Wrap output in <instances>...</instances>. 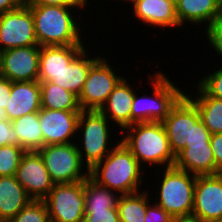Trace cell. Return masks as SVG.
Here are the masks:
<instances>
[{
	"instance_id": "cell-1",
	"label": "cell",
	"mask_w": 222,
	"mask_h": 222,
	"mask_svg": "<svg viewBox=\"0 0 222 222\" xmlns=\"http://www.w3.org/2000/svg\"><path fill=\"white\" fill-rule=\"evenodd\" d=\"M111 146V152L89 170V177L120 195L139 192L145 179L143 167L121 140Z\"/></svg>"
},
{
	"instance_id": "cell-2",
	"label": "cell",
	"mask_w": 222,
	"mask_h": 222,
	"mask_svg": "<svg viewBox=\"0 0 222 222\" xmlns=\"http://www.w3.org/2000/svg\"><path fill=\"white\" fill-rule=\"evenodd\" d=\"M28 7L33 14L39 46L84 45L80 35L81 23L75 14L72 15L77 12L72 10L76 7L41 4H28Z\"/></svg>"
},
{
	"instance_id": "cell-3",
	"label": "cell",
	"mask_w": 222,
	"mask_h": 222,
	"mask_svg": "<svg viewBox=\"0 0 222 222\" xmlns=\"http://www.w3.org/2000/svg\"><path fill=\"white\" fill-rule=\"evenodd\" d=\"M121 133L123 137L119 140L125 144L143 168L144 164L152 167L155 164L158 168V165L161 167L163 165L164 168L174 165L175 155L170 148L162 122L135 123Z\"/></svg>"
},
{
	"instance_id": "cell-4",
	"label": "cell",
	"mask_w": 222,
	"mask_h": 222,
	"mask_svg": "<svg viewBox=\"0 0 222 222\" xmlns=\"http://www.w3.org/2000/svg\"><path fill=\"white\" fill-rule=\"evenodd\" d=\"M152 95L137 96L131 106V125L144 122H162L185 92L171 82L162 70L151 74ZM154 75V76H153Z\"/></svg>"
},
{
	"instance_id": "cell-5",
	"label": "cell",
	"mask_w": 222,
	"mask_h": 222,
	"mask_svg": "<svg viewBox=\"0 0 222 222\" xmlns=\"http://www.w3.org/2000/svg\"><path fill=\"white\" fill-rule=\"evenodd\" d=\"M110 124L109 119L99 110H82L80 113L77 134H81L76 136V139L79 140L77 148L82 162L86 163L89 170L113 149L109 146L111 145L109 143L114 144L110 140ZM80 142L82 143L80 144Z\"/></svg>"
},
{
	"instance_id": "cell-6",
	"label": "cell",
	"mask_w": 222,
	"mask_h": 222,
	"mask_svg": "<svg viewBox=\"0 0 222 222\" xmlns=\"http://www.w3.org/2000/svg\"><path fill=\"white\" fill-rule=\"evenodd\" d=\"M162 174L155 203L172 217L192 214L197 175L174 166L164 168Z\"/></svg>"
},
{
	"instance_id": "cell-7",
	"label": "cell",
	"mask_w": 222,
	"mask_h": 222,
	"mask_svg": "<svg viewBox=\"0 0 222 222\" xmlns=\"http://www.w3.org/2000/svg\"><path fill=\"white\" fill-rule=\"evenodd\" d=\"M40 153L55 184L75 183L89 177V169L81 160L76 142L43 146ZM86 168L87 171L81 172Z\"/></svg>"
},
{
	"instance_id": "cell-8",
	"label": "cell",
	"mask_w": 222,
	"mask_h": 222,
	"mask_svg": "<svg viewBox=\"0 0 222 222\" xmlns=\"http://www.w3.org/2000/svg\"><path fill=\"white\" fill-rule=\"evenodd\" d=\"M43 200L48 208L50 222H83L84 181L54 184Z\"/></svg>"
},
{
	"instance_id": "cell-9",
	"label": "cell",
	"mask_w": 222,
	"mask_h": 222,
	"mask_svg": "<svg viewBox=\"0 0 222 222\" xmlns=\"http://www.w3.org/2000/svg\"><path fill=\"white\" fill-rule=\"evenodd\" d=\"M110 63L106 57H100L91 66L78 97L81 110H99L123 78L117 75Z\"/></svg>"
},
{
	"instance_id": "cell-10",
	"label": "cell",
	"mask_w": 222,
	"mask_h": 222,
	"mask_svg": "<svg viewBox=\"0 0 222 222\" xmlns=\"http://www.w3.org/2000/svg\"><path fill=\"white\" fill-rule=\"evenodd\" d=\"M32 45H38V42L33 14L26 2L0 15V52Z\"/></svg>"
},
{
	"instance_id": "cell-11",
	"label": "cell",
	"mask_w": 222,
	"mask_h": 222,
	"mask_svg": "<svg viewBox=\"0 0 222 222\" xmlns=\"http://www.w3.org/2000/svg\"><path fill=\"white\" fill-rule=\"evenodd\" d=\"M200 119L196 105L185 94L172 107L162 124L174 155L192 140L193 126Z\"/></svg>"
},
{
	"instance_id": "cell-12",
	"label": "cell",
	"mask_w": 222,
	"mask_h": 222,
	"mask_svg": "<svg viewBox=\"0 0 222 222\" xmlns=\"http://www.w3.org/2000/svg\"><path fill=\"white\" fill-rule=\"evenodd\" d=\"M40 46L10 48L0 52L1 76L11 82L38 81Z\"/></svg>"
},
{
	"instance_id": "cell-13",
	"label": "cell",
	"mask_w": 222,
	"mask_h": 222,
	"mask_svg": "<svg viewBox=\"0 0 222 222\" xmlns=\"http://www.w3.org/2000/svg\"><path fill=\"white\" fill-rule=\"evenodd\" d=\"M192 214L204 222H222V173L196 177Z\"/></svg>"
},
{
	"instance_id": "cell-14",
	"label": "cell",
	"mask_w": 222,
	"mask_h": 222,
	"mask_svg": "<svg viewBox=\"0 0 222 222\" xmlns=\"http://www.w3.org/2000/svg\"><path fill=\"white\" fill-rule=\"evenodd\" d=\"M15 177L34 200H43L55 184L51 180L38 151H26L24 153Z\"/></svg>"
},
{
	"instance_id": "cell-15",
	"label": "cell",
	"mask_w": 222,
	"mask_h": 222,
	"mask_svg": "<svg viewBox=\"0 0 222 222\" xmlns=\"http://www.w3.org/2000/svg\"><path fill=\"white\" fill-rule=\"evenodd\" d=\"M80 113L81 111L41 108L38 116L43 132L44 146L75 142L73 138L78 135L77 125Z\"/></svg>"
},
{
	"instance_id": "cell-16",
	"label": "cell",
	"mask_w": 222,
	"mask_h": 222,
	"mask_svg": "<svg viewBox=\"0 0 222 222\" xmlns=\"http://www.w3.org/2000/svg\"><path fill=\"white\" fill-rule=\"evenodd\" d=\"M136 19L141 23L161 29L180 27L175 10V0H129ZM163 27V28H162Z\"/></svg>"
},
{
	"instance_id": "cell-17",
	"label": "cell",
	"mask_w": 222,
	"mask_h": 222,
	"mask_svg": "<svg viewBox=\"0 0 222 222\" xmlns=\"http://www.w3.org/2000/svg\"><path fill=\"white\" fill-rule=\"evenodd\" d=\"M41 109V87L39 81L12 82L11 94L6 105L7 119L12 121Z\"/></svg>"
},
{
	"instance_id": "cell-18",
	"label": "cell",
	"mask_w": 222,
	"mask_h": 222,
	"mask_svg": "<svg viewBox=\"0 0 222 222\" xmlns=\"http://www.w3.org/2000/svg\"><path fill=\"white\" fill-rule=\"evenodd\" d=\"M129 84L127 78L123 77L99 109L109 121L115 122L121 131L131 126V106L136 90Z\"/></svg>"
},
{
	"instance_id": "cell-19",
	"label": "cell",
	"mask_w": 222,
	"mask_h": 222,
	"mask_svg": "<svg viewBox=\"0 0 222 222\" xmlns=\"http://www.w3.org/2000/svg\"><path fill=\"white\" fill-rule=\"evenodd\" d=\"M175 10L180 28L186 22L207 28L222 15V0H175Z\"/></svg>"
},
{
	"instance_id": "cell-20",
	"label": "cell",
	"mask_w": 222,
	"mask_h": 222,
	"mask_svg": "<svg viewBox=\"0 0 222 222\" xmlns=\"http://www.w3.org/2000/svg\"><path fill=\"white\" fill-rule=\"evenodd\" d=\"M173 166L197 176L221 173L216 167L210 144L186 145L175 155Z\"/></svg>"
},
{
	"instance_id": "cell-21",
	"label": "cell",
	"mask_w": 222,
	"mask_h": 222,
	"mask_svg": "<svg viewBox=\"0 0 222 222\" xmlns=\"http://www.w3.org/2000/svg\"><path fill=\"white\" fill-rule=\"evenodd\" d=\"M84 48L85 45L40 46L38 81H50Z\"/></svg>"
},
{
	"instance_id": "cell-22",
	"label": "cell",
	"mask_w": 222,
	"mask_h": 222,
	"mask_svg": "<svg viewBox=\"0 0 222 222\" xmlns=\"http://www.w3.org/2000/svg\"><path fill=\"white\" fill-rule=\"evenodd\" d=\"M90 51L88 53L85 47L62 71L56 74L50 82L59 85L65 90H68L79 97L88 71L91 66L101 57L98 56L89 57Z\"/></svg>"
},
{
	"instance_id": "cell-23",
	"label": "cell",
	"mask_w": 222,
	"mask_h": 222,
	"mask_svg": "<svg viewBox=\"0 0 222 222\" xmlns=\"http://www.w3.org/2000/svg\"><path fill=\"white\" fill-rule=\"evenodd\" d=\"M32 200L15 175L0 177V222L10 221Z\"/></svg>"
},
{
	"instance_id": "cell-24",
	"label": "cell",
	"mask_w": 222,
	"mask_h": 222,
	"mask_svg": "<svg viewBox=\"0 0 222 222\" xmlns=\"http://www.w3.org/2000/svg\"><path fill=\"white\" fill-rule=\"evenodd\" d=\"M195 98L185 95L196 105L203 124L211 134L222 133V100L210 96L199 84Z\"/></svg>"
},
{
	"instance_id": "cell-25",
	"label": "cell",
	"mask_w": 222,
	"mask_h": 222,
	"mask_svg": "<svg viewBox=\"0 0 222 222\" xmlns=\"http://www.w3.org/2000/svg\"><path fill=\"white\" fill-rule=\"evenodd\" d=\"M11 122L18 136V147L25 151H38L44 146L38 112L26 114Z\"/></svg>"
},
{
	"instance_id": "cell-26",
	"label": "cell",
	"mask_w": 222,
	"mask_h": 222,
	"mask_svg": "<svg viewBox=\"0 0 222 222\" xmlns=\"http://www.w3.org/2000/svg\"><path fill=\"white\" fill-rule=\"evenodd\" d=\"M41 87V108L50 110L82 111L78 97L50 81L39 82Z\"/></svg>"
},
{
	"instance_id": "cell-27",
	"label": "cell",
	"mask_w": 222,
	"mask_h": 222,
	"mask_svg": "<svg viewBox=\"0 0 222 222\" xmlns=\"http://www.w3.org/2000/svg\"><path fill=\"white\" fill-rule=\"evenodd\" d=\"M148 191L121 195L117 210L120 222H144L146 209L151 199Z\"/></svg>"
},
{
	"instance_id": "cell-28",
	"label": "cell",
	"mask_w": 222,
	"mask_h": 222,
	"mask_svg": "<svg viewBox=\"0 0 222 222\" xmlns=\"http://www.w3.org/2000/svg\"><path fill=\"white\" fill-rule=\"evenodd\" d=\"M120 194L98 185L90 177L84 180L85 210L117 208Z\"/></svg>"
},
{
	"instance_id": "cell-29",
	"label": "cell",
	"mask_w": 222,
	"mask_h": 222,
	"mask_svg": "<svg viewBox=\"0 0 222 222\" xmlns=\"http://www.w3.org/2000/svg\"><path fill=\"white\" fill-rule=\"evenodd\" d=\"M8 222H50L44 200H32Z\"/></svg>"
},
{
	"instance_id": "cell-30",
	"label": "cell",
	"mask_w": 222,
	"mask_h": 222,
	"mask_svg": "<svg viewBox=\"0 0 222 222\" xmlns=\"http://www.w3.org/2000/svg\"><path fill=\"white\" fill-rule=\"evenodd\" d=\"M25 152L22 147L18 146L0 147V177L15 175Z\"/></svg>"
},
{
	"instance_id": "cell-31",
	"label": "cell",
	"mask_w": 222,
	"mask_h": 222,
	"mask_svg": "<svg viewBox=\"0 0 222 222\" xmlns=\"http://www.w3.org/2000/svg\"><path fill=\"white\" fill-rule=\"evenodd\" d=\"M200 78L199 84L210 96L222 100V66ZM214 72V73H213Z\"/></svg>"
},
{
	"instance_id": "cell-32",
	"label": "cell",
	"mask_w": 222,
	"mask_h": 222,
	"mask_svg": "<svg viewBox=\"0 0 222 222\" xmlns=\"http://www.w3.org/2000/svg\"><path fill=\"white\" fill-rule=\"evenodd\" d=\"M206 40L210 47L217 52V56H222V15L215 19L207 28H205ZM222 58V57H221Z\"/></svg>"
},
{
	"instance_id": "cell-33",
	"label": "cell",
	"mask_w": 222,
	"mask_h": 222,
	"mask_svg": "<svg viewBox=\"0 0 222 222\" xmlns=\"http://www.w3.org/2000/svg\"><path fill=\"white\" fill-rule=\"evenodd\" d=\"M83 222H120L117 208L85 210Z\"/></svg>"
},
{
	"instance_id": "cell-34",
	"label": "cell",
	"mask_w": 222,
	"mask_h": 222,
	"mask_svg": "<svg viewBox=\"0 0 222 222\" xmlns=\"http://www.w3.org/2000/svg\"><path fill=\"white\" fill-rule=\"evenodd\" d=\"M6 145L18 146V136L8 119L0 120V147Z\"/></svg>"
},
{
	"instance_id": "cell-35",
	"label": "cell",
	"mask_w": 222,
	"mask_h": 222,
	"mask_svg": "<svg viewBox=\"0 0 222 222\" xmlns=\"http://www.w3.org/2000/svg\"><path fill=\"white\" fill-rule=\"evenodd\" d=\"M172 219L173 217L155 202L153 205H147L144 222H172Z\"/></svg>"
},
{
	"instance_id": "cell-36",
	"label": "cell",
	"mask_w": 222,
	"mask_h": 222,
	"mask_svg": "<svg viewBox=\"0 0 222 222\" xmlns=\"http://www.w3.org/2000/svg\"><path fill=\"white\" fill-rule=\"evenodd\" d=\"M211 133L209 132L208 128L203 124L202 120L200 119L194 126H193V136L192 140L186 145H205L210 144Z\"/></svg>"
},
{
	"instance_id": "cell-37",
	"label": "cell",
	"mask_w": 222,
	"mask_h": 222,
	"mask_svg": "<svg viewBox=\"0 0 222 222\" xmlns=\"http://www.w3.org/2000/svg\"><path fill=\"white\" fill-rule=\"evenodd\" d=\"M27 4L56 5L65 7H77L80 10L87 7L88 0H25Z\"/></svg>"
},
{
	"instance_id": "cell-38",
	"label": "cell",
	"mask_w": 222,
	"mask_h": 222,
	"mask_svg": "<svg viewBox=\"0 0 222 222\" xmlns=\"http://www.w3.org/2000/svg\"><path fill=\"white\" fill-rule=\"evenodd\" d=\"M210 145L217 169L222 173V133L212 134Z\"/></svg>"
},
{
	"instance_id": "cell-39",
	"label": "cell",
	"mask_w": 222,
	"mask_h": 222,
	"mask_svg": "<svg viewBox=\"0 0 222 222\" xmlns=\"http://www.w3.org/2000/svg\"><path fill=\"white\" fill-rule=\"evenodd\" d=\"M12 82L5 78L0 77V107L6 109V105L9 101V96L11 94Z\"/></svg>"
},
{
	"instance_id": "cell-40",
	"label": "cell",
	"mask_w": 222,
	"mask_h": 222,
	"mask_svg": "<svg viewBox=\"0 0 222 222\" xmlns=\"http://www.w3.org/2000/svg\"><path fill=\"white\" fill-rule=\"evenodd\" d=\"M25 3V0H0V15L16 9Z\"/></svg>"
},
{
	"instance_id": "cell-41",
	"label": "cell",
	"mask_w": 222,
	"mask_h": 222,
	"mask_svg": "<svg viewBox=\"0 0 222 222\" xmlns=\"http://www.w3.org/2000/svg\"><path fill=\"white\" fill-rule=\"evenodd\" d=\"M172 222H204V221H202L198 216L190 214V215L175 216L173 217Z\"/></svg>"
},
{
	"instance_id": "cell-42",
	"label": "cell",
	"mask_w": 222,
	"mask_h": 222,
	"mask_svg": "<svg viewBox=\"0 0 222 222\" xmlns=\"http://www.w3.org/2000/svg\"><path fill=\"white\" fill-rule=\"evenodd\" d=\"M7 119L6 110L0 107V120Z\"/></svg>"
}]
</instances>
